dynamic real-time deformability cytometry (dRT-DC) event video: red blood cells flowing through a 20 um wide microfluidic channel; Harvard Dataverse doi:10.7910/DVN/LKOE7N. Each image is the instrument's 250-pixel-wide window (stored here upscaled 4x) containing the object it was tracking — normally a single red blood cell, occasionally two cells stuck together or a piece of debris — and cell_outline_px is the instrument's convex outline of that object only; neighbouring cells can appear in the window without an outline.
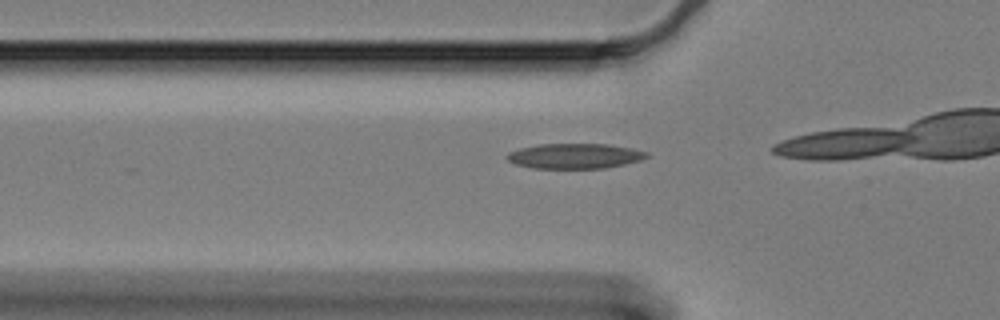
{"species": "Egyptian fruit bat (a non-hibernating species)", "species_latin": "Rousettus aegyptiacus", "temperature_condition": "cold", "stored_images_in_passage": 31, "camera_frame_rate_fps": 3000, "um_per_image_px": 0.085, "animal": {"sex": "female"}, "frame": {"image": 1, "passage_image": 15, "time_ms": 4.667, "image_size_px": [1000, 320], "cell_outline_px": [[648, 156], [640, 160], [624, 164], [604, 168], [532, 168], [516, 164], [508, 160], [504, 156], [508, 152], [520, 148], [536, 144], [608, 144], [632, 148], [648, 152]], "centroid_in_image_um": [48.82, 13.25], "position_along_channel_um": 77.0, "area_um2": 20.46}}
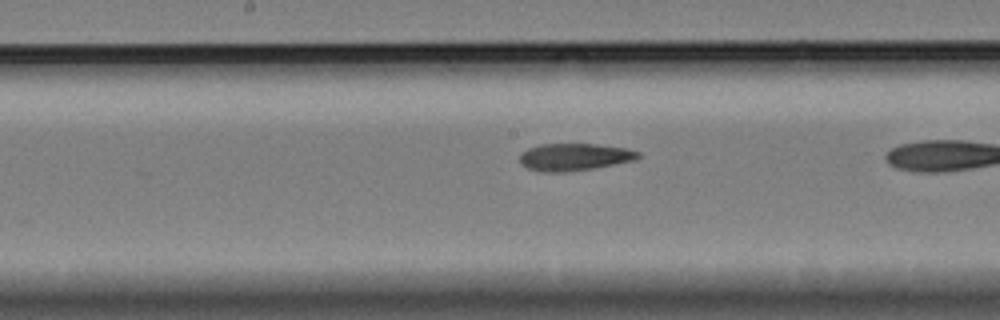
{"frame": {"image": 2, "passage_image": 26, "time_ms": 8.333, "image_size_px": [1000, 320], "cell_outline_px": [[640, 156], [636, 160], [592, 168], [568, 172], [544, 172], [528, 168], [520, 164], [520, 156], [528, 148], [540, 144], [596, 144], [624, 148], [640, 152]], "centroid_in_image_um": [48.82, 13.34], "position_along_channel_um": 199.4, "area_um2": 18.67}}